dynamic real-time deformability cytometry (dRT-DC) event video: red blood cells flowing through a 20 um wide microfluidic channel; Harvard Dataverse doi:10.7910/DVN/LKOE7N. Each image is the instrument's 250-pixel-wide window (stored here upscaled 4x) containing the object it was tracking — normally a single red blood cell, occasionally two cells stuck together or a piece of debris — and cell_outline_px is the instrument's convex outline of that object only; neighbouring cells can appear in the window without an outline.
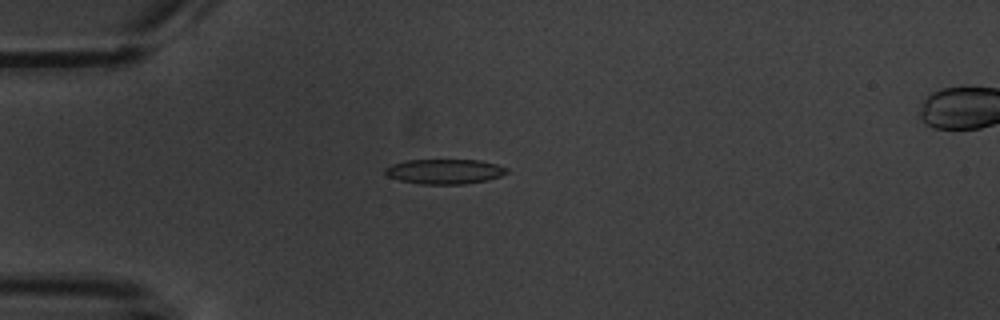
{"species": "common noctule bat (a hibernating species)", "species_latin": "Nyctalus noctula", "temperature_condition": "warm", "stored_images_in_passage": 2, "camera_frame_rate_fps": 3000, "um_per_image_px": 0.085, "animal": {"sex": "male", "body_mass_g": 20.1, "forearm_length_mm": 53.5}, "frame": {"image": 1, "passage_image": 1, "time_ms": 0.0, "image_size_px": [1000, 320], "cell_outline_px": [[508, 172], [500, 176], [488, 180], [464, 184], [420, 184], [400, 180], [388, 176], [384, 172], [384, 168], [392, 164], [408, 160], [480, 160], [496, 164], [508, 168]], "centroid_in_image_um": [37.8, 14.57], "position_along_channel_um": 47.2, "area_um2": 17.63}}